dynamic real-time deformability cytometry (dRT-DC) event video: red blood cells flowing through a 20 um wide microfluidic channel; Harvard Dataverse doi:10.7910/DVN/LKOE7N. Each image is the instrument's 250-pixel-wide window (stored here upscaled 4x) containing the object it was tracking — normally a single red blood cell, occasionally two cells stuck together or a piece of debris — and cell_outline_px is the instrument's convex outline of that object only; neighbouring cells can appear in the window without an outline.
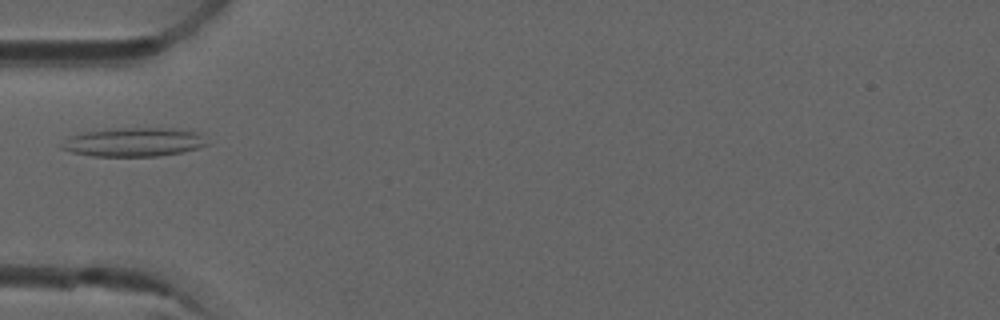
{"species": "common noctule bat (a hibernating species)", "species_latin": "Nyctalus noctula", "temperature_condition": "room temperature", "stored_images_in_passage": 3, "camera_frame_rate_fps": 3000, "um_per_image_px": 0.085, "animal": {"sex": "male", "forearm_length_mm": 52.5}, "frame": {"image": 1, "passage_image": 1, "time_ms": 0.0, "image_size_px": [1000, 320], "cell_outline_px": [[208, 144], [196, 148], [180, 152], [156, 156], [92, 156], [72, 152], [60, 148], [56, 144], [72, 136], [84, 132], [116, 128], [176, 128], [196, 132]], "centroid_in_image_um": [11.29, 12.08], "position_along_channel_um": 73.7, "area_um2": 24.22}}